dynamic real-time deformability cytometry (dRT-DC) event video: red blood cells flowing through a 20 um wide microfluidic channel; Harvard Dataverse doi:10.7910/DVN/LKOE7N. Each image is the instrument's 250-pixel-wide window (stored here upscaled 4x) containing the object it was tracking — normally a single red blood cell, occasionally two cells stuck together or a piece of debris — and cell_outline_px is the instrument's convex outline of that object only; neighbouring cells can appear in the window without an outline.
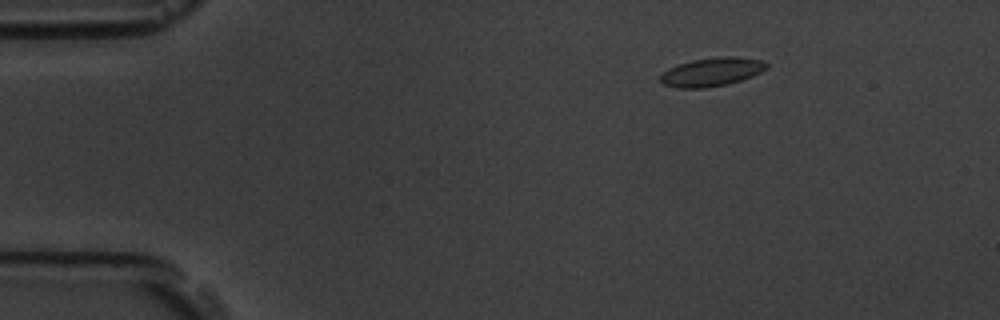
{"species": "common noctule bat (a hibernating species)", "species_latin": "Nyctalus noctula", "temperature_condition": "room temperature", "stored_images_in_passage": 3, "camera_frame_rate_fps": 3000, "um_per_image_px": 0.085, "animal": {"sex": "male", "body_mass_g": 19.5, "forearm_length_mm": 54.6}, "frame": {"image": 1, "passage_image": 1, "time_ms": 0.0, "image_size_px": [1000, 320], "cell_outline_px": [[768, 68], [752, 76], [728, 84], [704, 88], [676, 88], [664, 84], [660, 80], [660, 76], [668, 68], [676, 64], [692, 60], [716, 56], [732, 56], [764, 60], [768, 64]], "centroid_in_image_um": [60.5, 6.1], "position_along_channel_um": 24.5, "area_um2": 17.86}}